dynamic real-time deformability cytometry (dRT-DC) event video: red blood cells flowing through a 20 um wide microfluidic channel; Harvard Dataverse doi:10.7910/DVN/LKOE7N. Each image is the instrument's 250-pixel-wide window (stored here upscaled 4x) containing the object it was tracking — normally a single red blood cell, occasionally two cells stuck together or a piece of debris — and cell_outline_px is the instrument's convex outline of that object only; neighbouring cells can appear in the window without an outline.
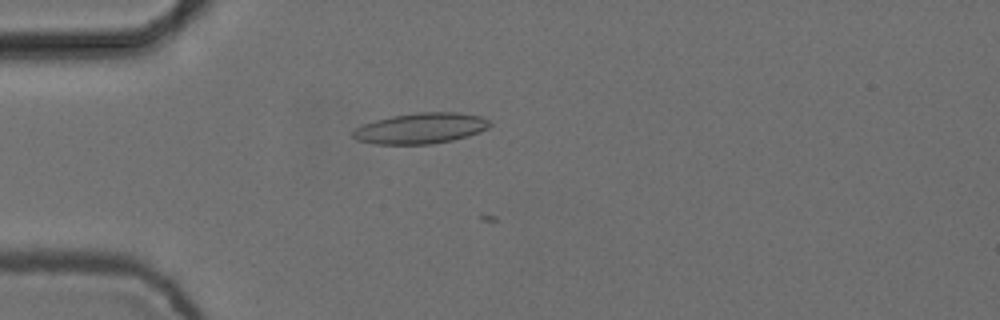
{"species": "common noctule bat (a hibernating species)", "species_latin": "Nyctalus noctula", "temperature_condition": "cold", "stored_images_in_passage": 6, "camera_frame_rate_fps": 3000, "um_per_image_px": 0.085, "animal": {"sex": "female", "body_mass_g": 24.6, "forearm_length_mm": 56.2}, "frame": {"image": 1, "passage_image": 5, "time_ms": 1.333, "image_size_px": [1000, 320], "cell_outline_px": [[492, 124], [488, 128], [480, 132], [468, 136], [452, 140], [432, 144], [376, 144], [356, 140], [352, 136], [352, 132], [356, 128], [364, 124], [376, 120], [392, 116], [416, 112], [456, 112], [480, 116], [488, 120]], "centroid_in_image_um": [35.77, 10.9], "position_along_channel_um": 49.2, "area_um2": 24.51}}